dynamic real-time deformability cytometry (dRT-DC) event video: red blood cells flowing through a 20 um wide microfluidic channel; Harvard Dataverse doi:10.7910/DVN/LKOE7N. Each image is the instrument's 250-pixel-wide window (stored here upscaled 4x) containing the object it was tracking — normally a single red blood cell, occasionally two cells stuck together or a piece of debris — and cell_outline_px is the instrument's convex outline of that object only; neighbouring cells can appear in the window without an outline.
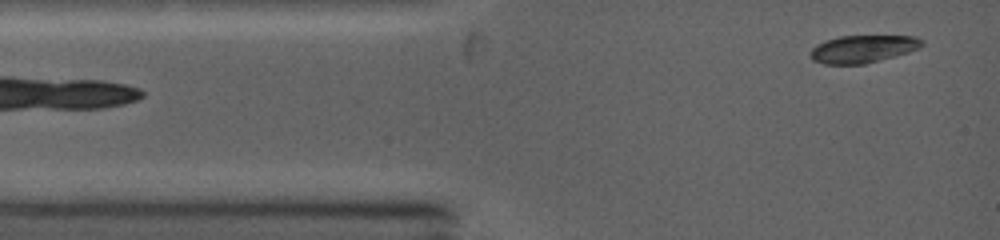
{"species": "common noctule bat (a hibernating species)", "species_latin": "Nyctalus noctula", "temperature_condition": "warm", "stored_images_in_passage": 38, "camera_frame_rate_fps": 5000, "um_per_image_px": 0.085, "animal": {"sex": "female", "body_mass_g": 19.0, "forearm_length_mm": 53.3}, "frame": {"image": 1, "passage_image": 2, "time_ms": 0.4, "image_size_px": [1000, 240], "cell_outline_px": [[920, 48], [908, 52], [864, 64], [824, 64], [812, 60], [812, 48], [828, 40], [840, 36], [912, 36], [920, 40]], "centroid_in_image_um": [73.32, 4.17], "position_along_channel_um": 11.7, "area_um2": 17.34}}
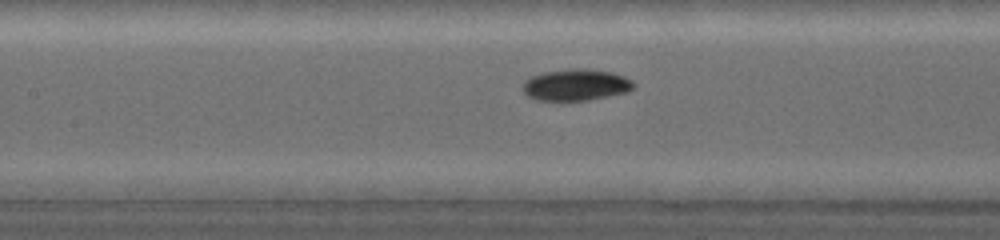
{"frame": {"image": 2, "passage_image": 18, "time_ms": 4.8, "image_size_px": [1000, 240], "cell_outline_px": [[632, 88], [624, 92], [584, 100], [540, 100], [528, 96], [524, 92], [524, 84], [532, 76], [548, 72], [572, 68], [580, 68], [608, 72], [632, 80]], "centroid_in_image_um": [48.91, 7.21], "position_along_channel_um": 158.5, "area_um2": 19.36}}
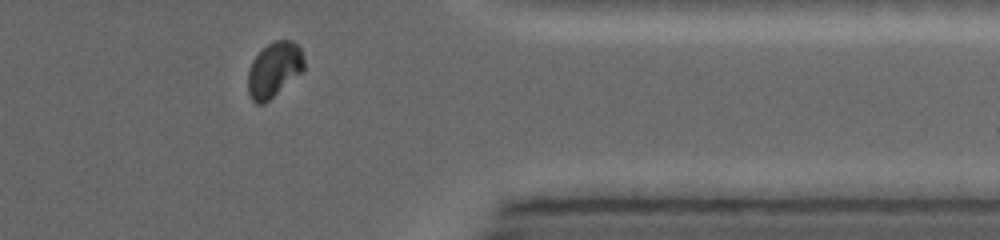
{"frame": {"image": 3, "passage_image": 35, "time_ms": 10.4, "image_size_px": [1000, 240], "cell_outline_px": [[304, 72], [264, 104], [256, 104], [252, 100], [248, 92], [248, 72], [252, 60], [268, 44], [276, 40], [292, 40], [300, 48], [304, 60]], "centroid_in_image_um": [23.31, 5.94], "position_along_channel_um": 388.1, "area_um2": 18.09}, "authors_computed_cell_mechanics": {"area_um2": 18.9873, "velocity_mm_per_s": 4.2988, "shape_relaxation_time_tau1_ms": 2.6756, "shape_relaxation_time_tau2_ms": null, "deformation_change_tau1": 0.1482, "deformation_change_tau2": null}}